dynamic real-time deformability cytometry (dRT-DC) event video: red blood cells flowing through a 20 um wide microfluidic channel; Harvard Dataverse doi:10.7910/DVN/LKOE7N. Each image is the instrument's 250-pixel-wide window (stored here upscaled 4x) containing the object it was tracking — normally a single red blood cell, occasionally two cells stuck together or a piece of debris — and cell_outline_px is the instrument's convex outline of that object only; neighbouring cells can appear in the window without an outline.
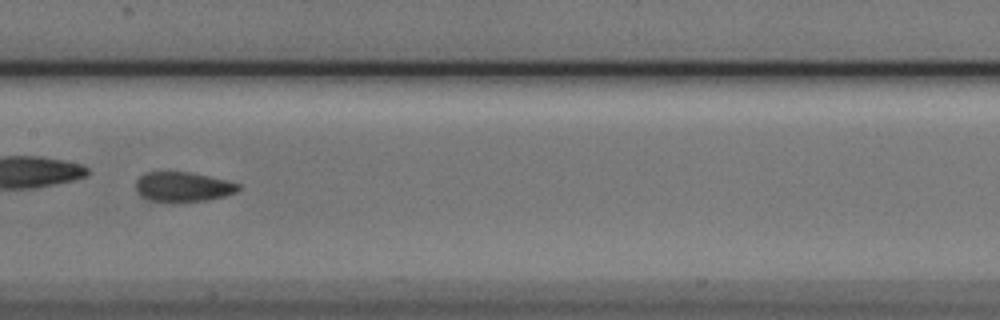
{"species": "Egyptian fruit bat (a non-hibernating species)", "species_latin": "Rousettus aegyptiacus", "temperature_condition": "cold", "stored_images_in_passage": 9, "camera_frame_rate_fps": 3000, "um_per_image_px": 0.085, "animal": {"sex": "male"}, "frame": {"image": 1, "passage_image": 7, "time_ms": 2.0, "image_size_px": [1000, 320], "cell_outline_px": [[240, 188], [236, 192], [224, 196], [204, 200], [164, 204], [140, 196], [136, 192], [136, 180], [144, 172], [188, 172], [228, 180], [240, 184]], "centroid_in_image_um": [15.51, 15.9], "position_along_channel_um": 191.9, "area_um2": 18.09}}
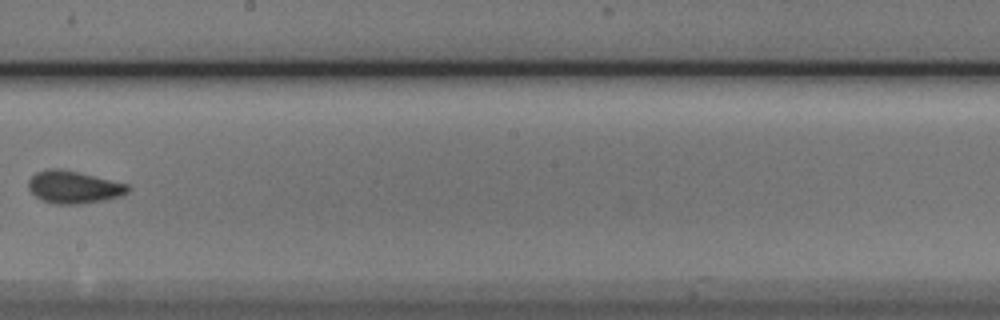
{"frame": {"image": 2, "passage_image": 8, "time_ms": 2.333, "image_size_px": [1000, 320], "cell_outline_px": [[132, 188], [128, 192], [120, 196], [104, 200], [80, 204], [52, 204], [36, 196], [28, 188], [28, 180], [36, 172], [52, 168], [60, 168], [128, 184]], "centroid_in_image_um": [6.27, 15.91], "position_along_channel_um": 241.9, "area_um2": 18.73}}
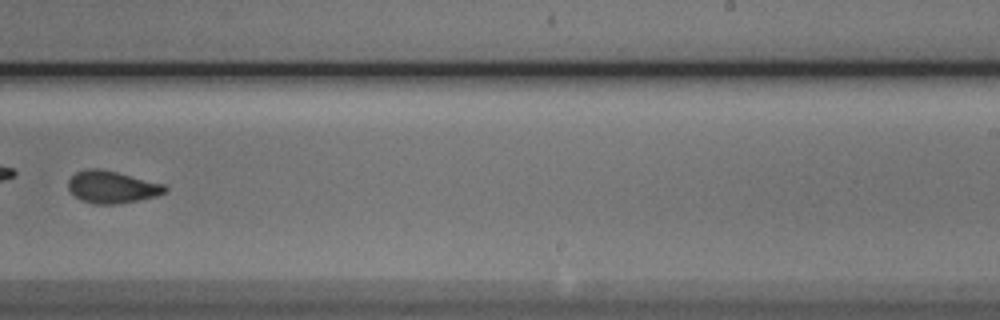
{"frame": {"image": 3, "passage_image": 9, "time_ms": 2.667, "image_size_px": [1000, 320], "cell_outline_px": [[168, 192], [156, 196], [120, 204], [96, 204], [80, 200], [68, 188], [68, 180], [76, 172], [92, 168], [96, 168], [116, 172], [164, 184], [168, 188]], "centroid_in_image_um": [9.54, 15.91], "position_along_channel_um": 279.5, "area_um2": 18.03}}